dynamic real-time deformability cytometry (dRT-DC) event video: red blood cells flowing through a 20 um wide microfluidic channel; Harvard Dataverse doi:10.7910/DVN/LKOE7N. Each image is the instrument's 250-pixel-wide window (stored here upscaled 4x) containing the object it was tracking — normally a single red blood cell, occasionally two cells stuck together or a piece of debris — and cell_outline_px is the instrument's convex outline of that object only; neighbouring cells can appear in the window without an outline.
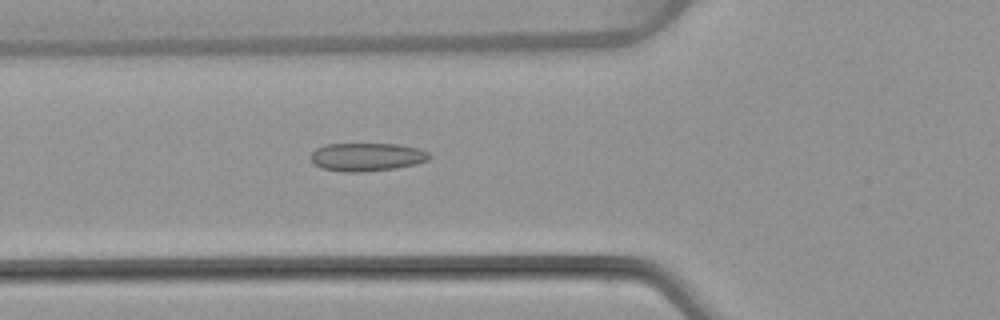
{"species": "common noctule bat (a hibernating species)", "species_latin": "Nyctalus noctula", "temperature_condition": "warm", "stored_images_in_passage": 54, "camera_frame_rate_fps": 3000, "um_per_image_px": 0.085, "animal": {"sex": "female", "body_mass_g": 22.7, "forearm_length_mm": 54.2}, "frame": {"image": 1, "passage_image": 20, "time_ms": 6.333, "image_size_px": [1000, 320], "cell_outline_px": [[432, 156], [428, 160], [416, 164], [396, 168], [364, 172], [344, 172], [320, 168], [312, 164], [308, 156], [316, 148], [324, 144], [396, 144], [416, 148], [428, 152]], "centroid_in_image_um": [31.12, 13.35], "position_along_channel_um": 94.7, "area_um2": 19.77}}
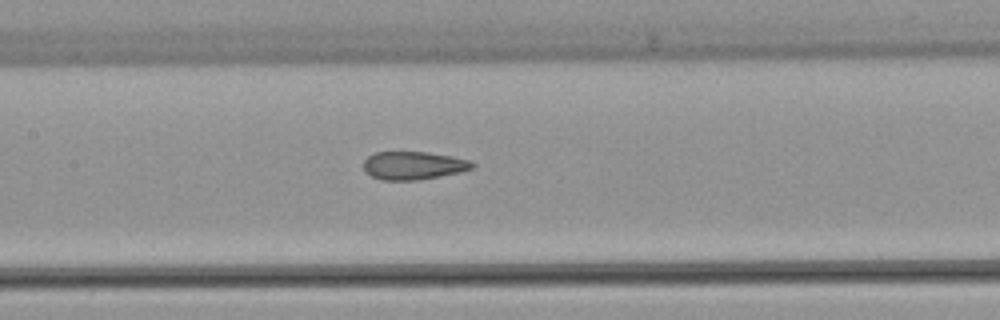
{"frame": {"image": 2, "passage_image": 26, "time_ms": 8.333, "image_size_px": [1000, 320], "cell_outline_px": [[476, 164], [472, 168], [460, 172], [440, 176], [416, 180], [380, 180], [364, 172], [364, 160], [368, 156], [376, 152], [428, 152], [452, 156], [468, 160]], "centroid_in_image_um": [35.12, 14.07], "position_along_channel_um": 172.3, "area_um2": 17.8}}
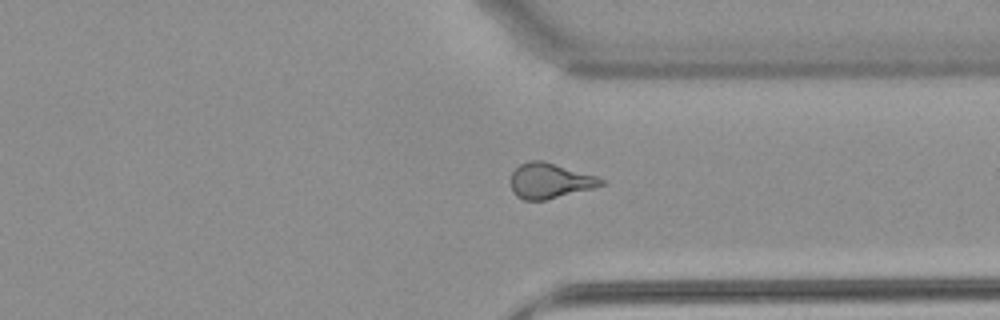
{"frame": {"image": 3, "passage_image": 41, "time_ms": 13.333, "image_size_px": [1000, 320], "cell_outline_px": [[604, 184], [592, 188], [544, 200], [524, 200], [516, 196], [512, 192], [508, 180], [512, 172], [520, 164], [528, 160], [544, 160], [596, 176], [604, 180]], "centroid_in_image_um": [46.66, 15.35], "position_along_channel_um": 364.7, "area_um2": 18.67}, "authors_computed_cell_mechanics": {"area_um2": 19.4786, "velocity_mm_per_s": 3.8553, "shape_relaxation_time_tau1_ms": null, "shape_relaxation_time_tau2_ms": 1.7178, "deformation_change_tau1": null, "deformation_change_tau2": 0.079}}